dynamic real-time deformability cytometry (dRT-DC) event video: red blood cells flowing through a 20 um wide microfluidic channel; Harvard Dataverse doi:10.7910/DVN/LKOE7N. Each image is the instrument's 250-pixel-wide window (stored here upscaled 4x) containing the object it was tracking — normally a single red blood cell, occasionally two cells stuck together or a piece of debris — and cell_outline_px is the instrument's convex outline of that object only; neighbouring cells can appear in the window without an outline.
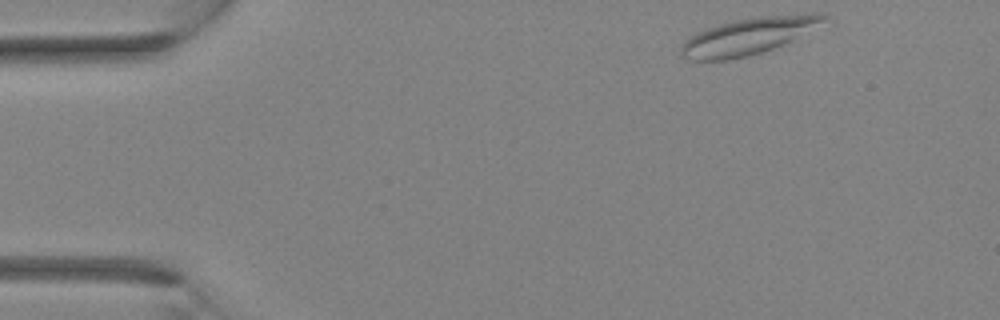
{"species": "Egyptian fruit bat (a non-hibernating species)", "species_latin": "Rousettus aegyptiacus", "temperature_condition": "room temperature", "stored_images_in_passage": 31, "camera_frame_rate_fps": 3000, "um_per_image_px": 0.085, "animal": {"sex": "female"}, "frame": {"image": 1, "passage_image": 1, "time_ms": 0.0, "image_size_px": [1000, 320], "cell_outline_px": [[828, 16], [792, 40], [764, 52], [748, 56], [728, 60], [688, 60], [680, 52], [680, 48], [684, 40], [708, 28], [720, 24], [736, 20], [764, 16], [812, 12], [816, 12]], "centroid_in_image_um": [63.54, 3.09], "position_along_channel_um": 21.5, "area_um2": 29.77}}
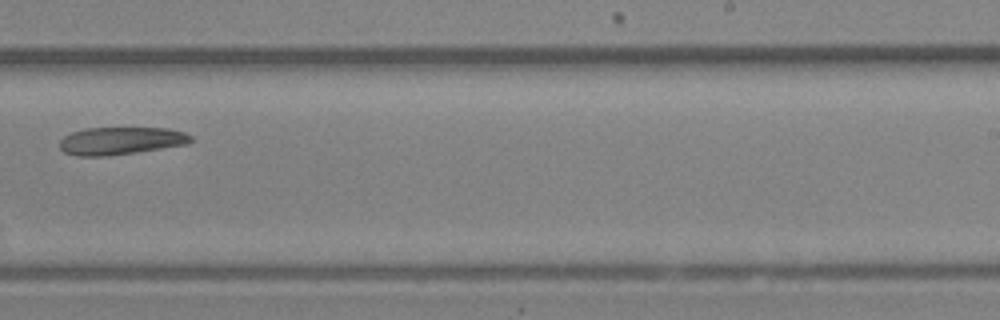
{"frame": {"image": 2, "passage_image": 19, "time_ms": 6.0, "image_size_px": [1000, 320], "cell_outline_px": [[192, 140], [188, 144], [136, 152], [104, 156], [76, 156], [64, 152], [60, 148], [60, 140], [64, 136], [72, 132], [84, 128], [168, 128], [184, 132], [192, 136]], "centroid_in_image_um": [10.26, 11.96], "position_along_channel_um": 278.7, "area_um2": 21.1}}
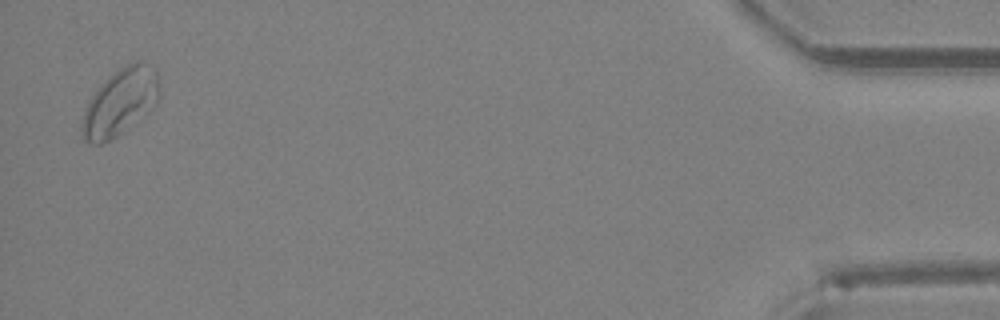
{"frame": {"image": 3, "passage_image": 31, "time_ms": 10.0, "image_size_px": [1000, 320], "cell_outline_px": [[160, 96], [156, 104], [116, 136], [100, 144], [92, 144], [84, 140], [80, 132], [80, 124], [88, 100], [104, 80], [108, 76], [120, 68], [136, 60], [144, 60], [152, 64], [156, 68], [160, 84]], "centroid_in_image_um": [10.22, 8.63], "position_along_channel_um": 425.0, "area_um2": 30.29}}